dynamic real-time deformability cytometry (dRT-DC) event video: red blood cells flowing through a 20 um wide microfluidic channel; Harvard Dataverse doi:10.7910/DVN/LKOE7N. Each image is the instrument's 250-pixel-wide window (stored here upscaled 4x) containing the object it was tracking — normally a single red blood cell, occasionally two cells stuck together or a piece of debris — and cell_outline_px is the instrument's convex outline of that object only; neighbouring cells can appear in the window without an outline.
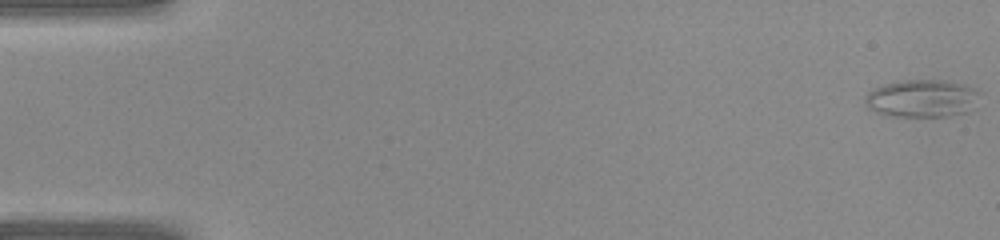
{"species": "common noctule bat (a hibernating species)", "species_latin": "Nyctalus noctula", "temperature_condition": "warm", "stored_images_in_passage": 41, "camera_frame_rate_fps": 3000, "um_per_image_px": 0.085, "animal": {"sex": "female", "body_mass_g": 22.0, "forearm_length_mm": 56.7}, "frame": {"image": 1, "passage_image": 1, "time_ms": 0.0, "image_size_px": [1000, 240], "cell_outline_px": [[980, 92], [968, 112], [948, 116], [884, 116], [868, 108], [864, 96], [872, 88], [884, 84], [904, 80], [944, 80], [964, 84]], "centroid_in_image_um": [78.31, 8.36], "position_along_channel_um": 6.7, "area_um2": 25.09}}
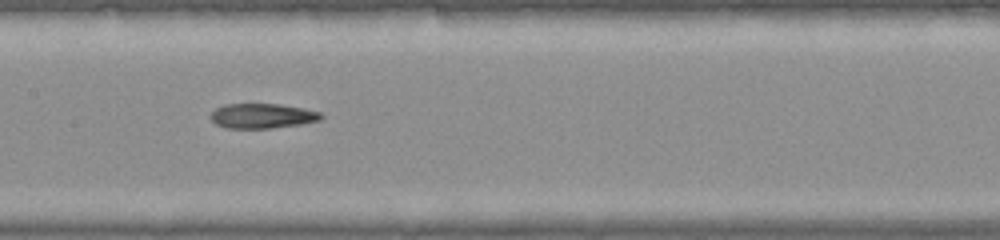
{"frame": {"image": 2, "passage_image": 21, "time_ms": 6.667, "image_size_px": [1000, 240], "cell_outline_px": [[324, 116], [320, 120], [300, 124], [272, 128], [224, 128], [216, 124], [212, 120], [212, 112], [216, 108], [224, 104], [280, 104], [304, 108], [320, 112]], "centroid_in_image_um": [22.31, 9.85], "position_along_channel_um": 185.1, "area_um2": 15.95}}
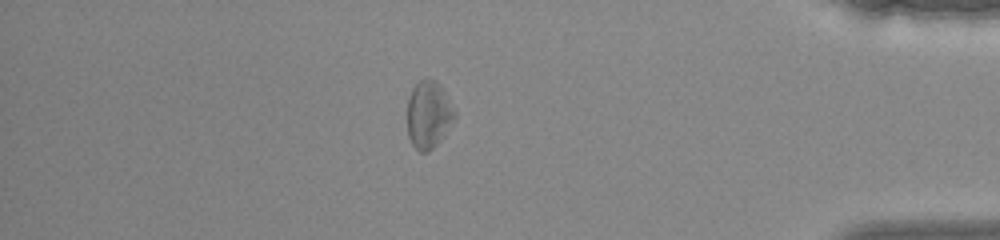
{"frame": {"image": 3, "passage_image": 36, "time_ms": 11.667, "image_size_px": [1000, 240], "cell_outline_px": [[456, 116], [444, 136], [428, 152], [420, 152], [412, 144], [408, 136], [408, 96], [412, 88], [420, 80], [436, 80], [440, 84], [456, 112]], "centroid_in_image_um": [36.43, 9.75], "position_along_channel_um": 398.8, "area_um2": 18.5}}